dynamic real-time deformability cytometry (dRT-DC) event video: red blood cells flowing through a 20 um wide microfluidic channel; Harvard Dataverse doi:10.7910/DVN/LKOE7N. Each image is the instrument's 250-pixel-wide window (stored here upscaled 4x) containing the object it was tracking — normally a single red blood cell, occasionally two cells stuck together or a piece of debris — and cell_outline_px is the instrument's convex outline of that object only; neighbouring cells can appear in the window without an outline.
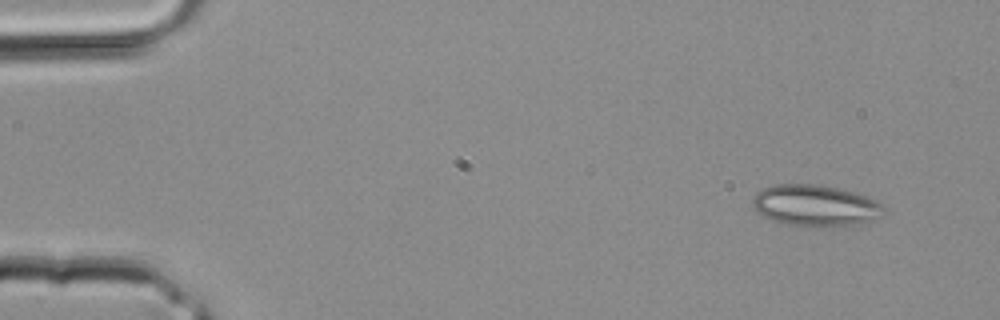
{"species": "common noctule bat (a hibernating species)", "species_latin": "Nyctalus noctula", "temperature_condition": "room temperature", "stored_images_in_passage": 3, "camera_frame_rate_fps": 3000, "um_per_image_px": 0.085, "animal": {"sex": "male", "body_mass_g": 20.4}, "frame": {"image": 1, "passage_image": 1, "time_ms": 0.0, "image_size_px": [1000, 320], "cell_outline_px": [[884, 216], [856, 224], [824, 228], [800, 228], [780, 224], [764, 216], [752, 204], [752, 196], [756, 192], [764, 188], [776, 184], [820, 184], [840, 188], [876, 200], [884, 204]], "centroid_in_image_um": [69.3, 17.5], "position_along_channel_um": 15.7, "area_um2": 32.37}}